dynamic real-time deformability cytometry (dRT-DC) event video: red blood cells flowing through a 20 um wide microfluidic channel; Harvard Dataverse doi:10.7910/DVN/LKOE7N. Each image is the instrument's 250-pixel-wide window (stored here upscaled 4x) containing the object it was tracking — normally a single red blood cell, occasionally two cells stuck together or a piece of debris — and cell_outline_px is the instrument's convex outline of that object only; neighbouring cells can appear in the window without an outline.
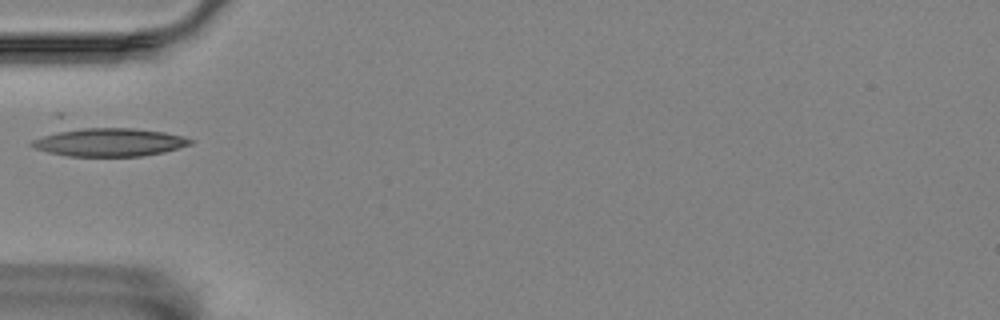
{"species": "Egyptian fruit bat (a non-hibernating species)", "species_latin": "Rousettus aegyptiacus", "temperature_condition": "room temperature", "stored_images_in_passage": 35, "camera_frame_rate_fps": 3000, "um_per_image_px": 0.085, "animal": {"sex": "female"}, "frame": {"image": 1, "passage_image": 1, "time_ms": 0.0, "image_size_px": [1000, 320], "cell_outline_px": [[192, 144], [164, 152], [140, 156], [68, 156], [48, 152], [36, 148], [28, 144], [32, 140], [64, 128], [132, 128], [164, 132], [184, 136], [192, 140]], "centroid_in_image_um": [9.26, 12.08], "position_along_channel_um": 75.7, "area_um2": 26.13}}
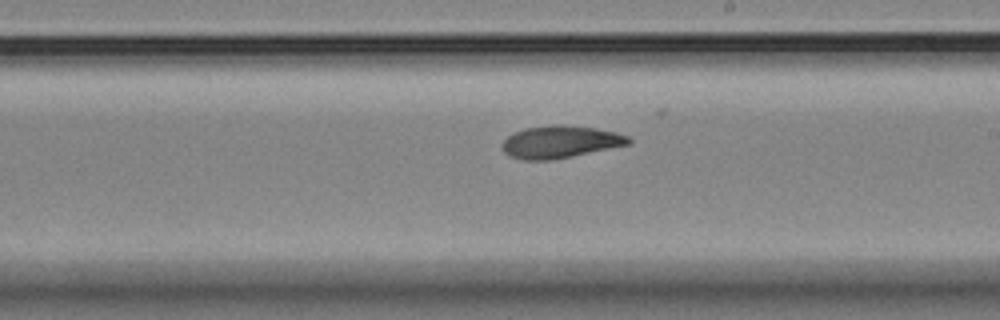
{"frame": {"image": 2, "passage_image": 15, "time_ms": 4.667, "image_size_px": [1000, 320], "cell_outline_px": [[632, 144], [552, 160], [524, 160], [512, 156], [504, 152], [500, 144], [508, 136], [524, 128], [552, 124], [564, 124], [596, 128], [616, 132], [628, 136], [632, 140]], "centroid_in_image_um": [47.64, 12.05], "position_along_channel_um": 241.4, "area_um2": 23.99}}
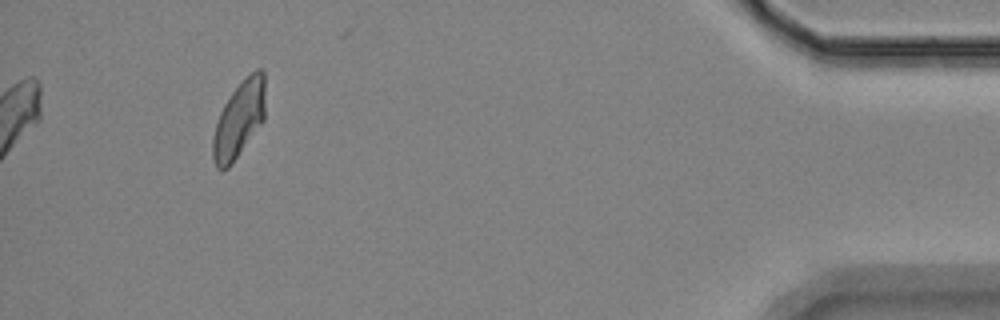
{"frame": {"image": 3, "passage_image": 35, "time_ms": 11.333, "image_size_px": [1000, 320], "cell_outline_px": [[264, 120], [232, 164], [228, 168], [216, 168], [212, 156], [212, 140], [216, 124], [220, 112], [224, 104], [232, 92], [256, 68], [260, 68], [264, 72]], "centroid_in_image_um": [20.31, 10.18], "position_along_channel_um": 414.9, "area_um2": 23.0}}